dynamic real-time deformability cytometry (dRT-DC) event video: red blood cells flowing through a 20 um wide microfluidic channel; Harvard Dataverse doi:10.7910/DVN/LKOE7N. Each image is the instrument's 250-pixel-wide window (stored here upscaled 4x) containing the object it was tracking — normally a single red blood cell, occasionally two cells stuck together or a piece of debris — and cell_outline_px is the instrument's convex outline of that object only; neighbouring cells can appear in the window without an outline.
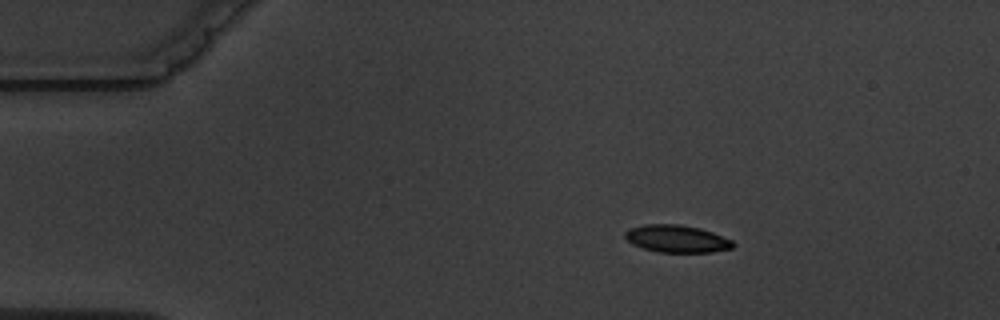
{"species": "common noctule bat (a hibernating species)", "species_latin": "Nyctalus noctula", "temperature_condition": "warm", "stored_images_in_passage": 5, "camera_frame_rate_fps": 3000, "um_per_image_px": 0.085, "animal": {"sex": "male", "body_mass_g": 19.5, "forearm_length_mm": 54.6}, "frame": {"image": 1, "passage_image": 2, "time_ms": 1.0, "image_size_px": [1000, 320], "cell_outline_px": [[736, 244], [732, 248], [712, 252], [660, 252], [644, 248], [632, 244], [624, 236], [624, 232], [628, 228], [644, 224], [680, 224], [700, 228], [712, 232], [732, 240]], "centroid_in_image_um": [57.52, 20.28], "position_along_channel_um": 27.5, "area_um2": 17.28}}
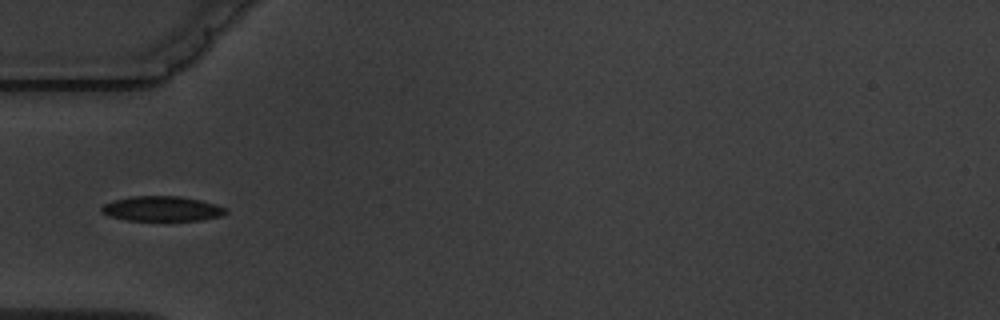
{"frame": {"image": 2, "passage_image": 4, "time_ms": 4.0, "image_size_px": [1000, 320], "cell_outline_px": [[228, 212], [224, 216], [200, 220], [128, 220], [108, 216], [100, 212], [100, 208], [104, 204], [112, 200], [132, 196], [180, 196], [200, 200], [216, 204], [228, 208]], "centroid_in_image_um": [13.79, 17.74], "position_along_channel_um": 71.2, "area_um2": 18.26}}
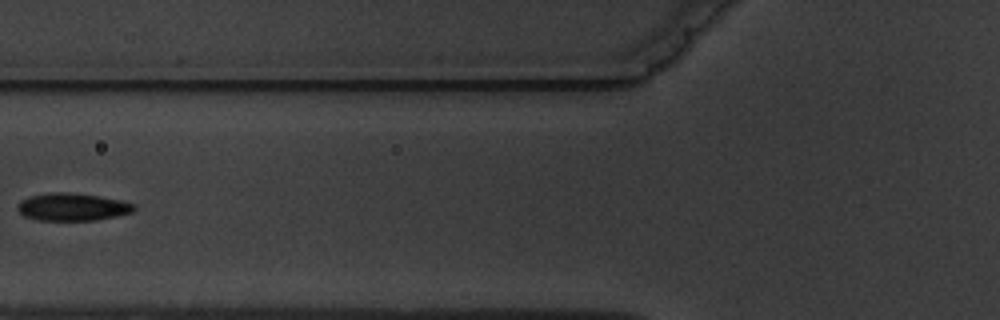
{"frame": {"image": 3, "passage_image": 5, "time_ms": 5.333, "image_size_px": [1000, 320], "cell_outline_px": [[136, 208], [132, 212], [116, 216], [96, 220], [36, 220], [24, 216], [16, 208], [16, 204], [20, 200], [28, 196], [48, 192], [68, 192], [100, 196], [120, 200], [136, 204]], "centroid_in_image_um": [6.12, 17.58], "position_along_channel_um": 119.7, "area_um2": 18.96}}